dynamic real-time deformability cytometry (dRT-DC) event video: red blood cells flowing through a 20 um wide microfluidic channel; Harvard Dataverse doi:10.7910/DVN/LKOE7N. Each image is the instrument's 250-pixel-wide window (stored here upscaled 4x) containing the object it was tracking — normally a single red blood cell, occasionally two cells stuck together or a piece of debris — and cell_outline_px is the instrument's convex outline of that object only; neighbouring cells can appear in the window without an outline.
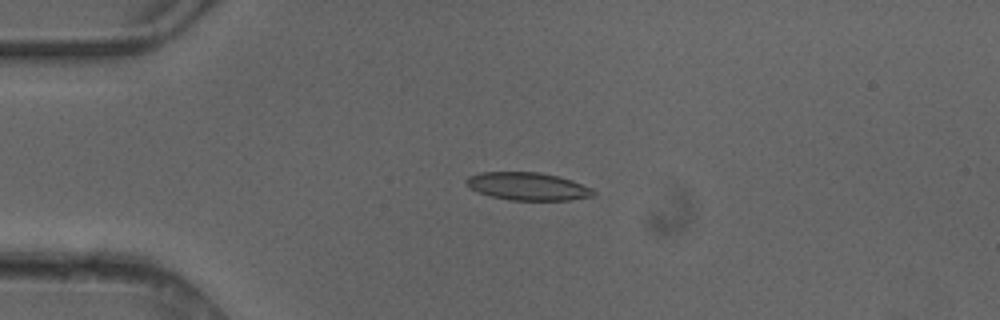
{"species": "common noctule bat (a hibernating species)", "species_latin": "Nyctalus noctula", "temperature_condition": "cold", "stored_images_in_passage": 6, "camera_frame_rate_fps": 3000, "um_per_image_px": 0.085, "animal": {"sex": "female"}, "frame": {"image": 1, "passage_image": 4, "time_ms": 1.0, "image_size_px": [1000, 320], "cell_outline_px": [[596, 196], [568, 200], [512, 200], [492, 196], [480, 192], [472, 188], [464, 180], [468, 176], [480, 172], [540, 172], [572, 180], [592, 188], [596, 192]], "centroid_in_image_um": [44.91, 15.83], "position_along_channel_um": 40.1, "area_um2": 20.46}}
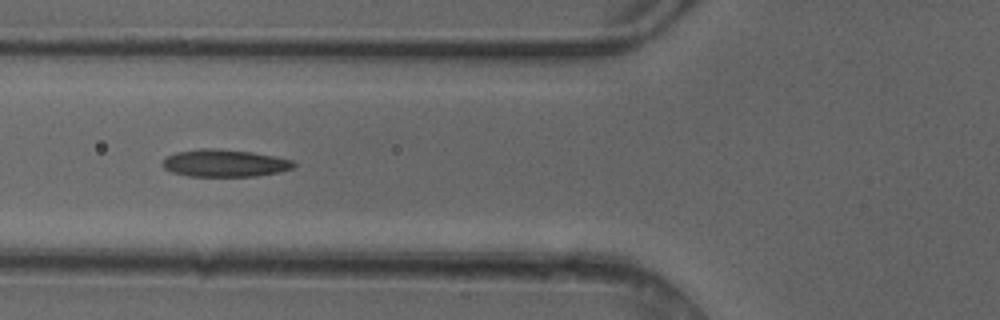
{"frame": {"image": 2, "passage_image": 6, "time_ms": 1.667, "image_size_px": [1000, 320], "cell_outline_px": [[296, 164], [292, 168], [280, 172], [256, 176], [188, 176], [172, 172], [164, 168], [160, 164], [168, 156], [176, 152], [200, 148], [212, 148], [252, 152], [292, 160]], "centroid_in_image_um": [19.07, 13.87], "position_along_channel_um": 106.7, "area_um2": 20.81}}